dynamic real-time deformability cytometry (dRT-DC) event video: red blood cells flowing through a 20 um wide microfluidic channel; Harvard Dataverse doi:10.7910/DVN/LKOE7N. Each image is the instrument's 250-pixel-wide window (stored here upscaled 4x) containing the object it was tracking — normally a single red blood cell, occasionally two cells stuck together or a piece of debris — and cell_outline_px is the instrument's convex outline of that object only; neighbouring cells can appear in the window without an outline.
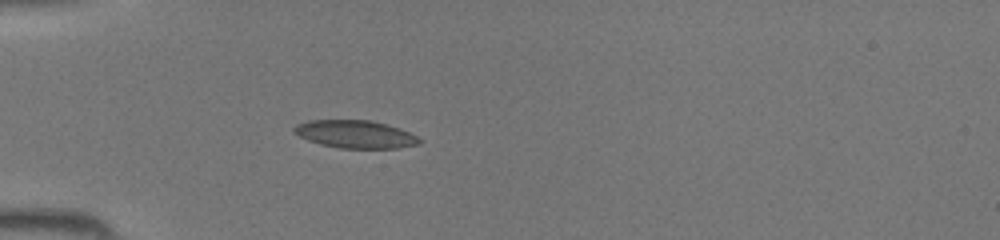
{"species": "common noctule bat (a hibernating species)", "species_latin": "Nyctalus noctula", "temperature_condition": "room temperature", "stored_images_in_passage": 36, "camera_frame_rate_fps": 3000, "um_per_image_px": 0.085, "animal": {"sex": "female", "body_mass_g": 19.5, "forearm_length_mm": 54.1}, "frame": {"image": 1, "passage_image": 8, "time_ms": 2.333, "image_size_px": [1000, 240], "cell_outline_px": [[424, 140], [420, 144], [396, 148], [340, 148], [320, 144], [308, 140], [292, 132], [292, 128], [296, 124], [308, 120], [372, 120], [400, 128]], "centroid_in_image_um": [30.2, 11.4], "position_along_channel_um": 54.8, "area_um2": 20.4}}
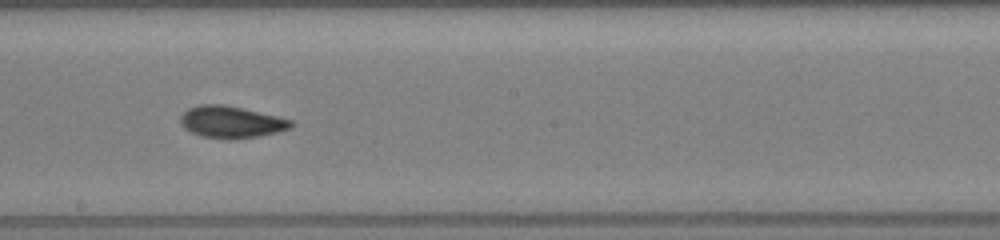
{"frame": {"image": 2, "passage_image": 20, "time_ms": 6.333, "image_size_px": [1000, 240], "cell_outline_px": [[292, 124], [288, 128], [276, 132], [256, 136], [228, 140], [200, 136], [184, 128], [180, 124], [180, 116], [188, 108], [200, 104], [224, 104], [276, 116], [292, 120]], "centroid_in_image_um": [19.57, 10.37], "position_along_channel_um": 228.6, "area_um2": 20.35}}
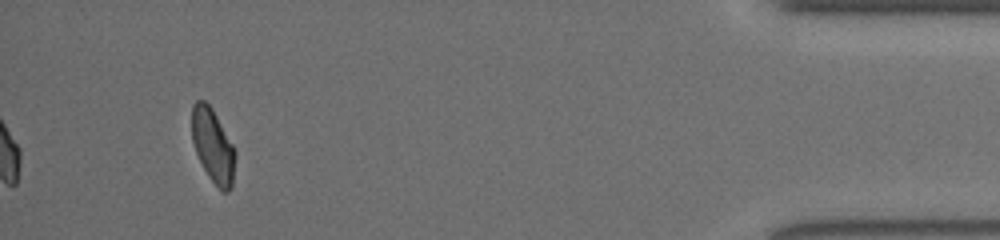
{"frame": {"image": 3, "passage_image": 36, "time_ms": 11.667, "image_size_px": [1000, 240], "cell_outline_px": [[236, 156], [232, 188], [228, 192], [224, 192], [208, 176], [196, 152], [192, 140], [192, 104], [196, 100], [204, 100], [212, 108], [236, 148]], "centroid_in_image_um": [18.12, 12.37], "position_along_channel_um": 417.1, "area_um2": 18.79}}